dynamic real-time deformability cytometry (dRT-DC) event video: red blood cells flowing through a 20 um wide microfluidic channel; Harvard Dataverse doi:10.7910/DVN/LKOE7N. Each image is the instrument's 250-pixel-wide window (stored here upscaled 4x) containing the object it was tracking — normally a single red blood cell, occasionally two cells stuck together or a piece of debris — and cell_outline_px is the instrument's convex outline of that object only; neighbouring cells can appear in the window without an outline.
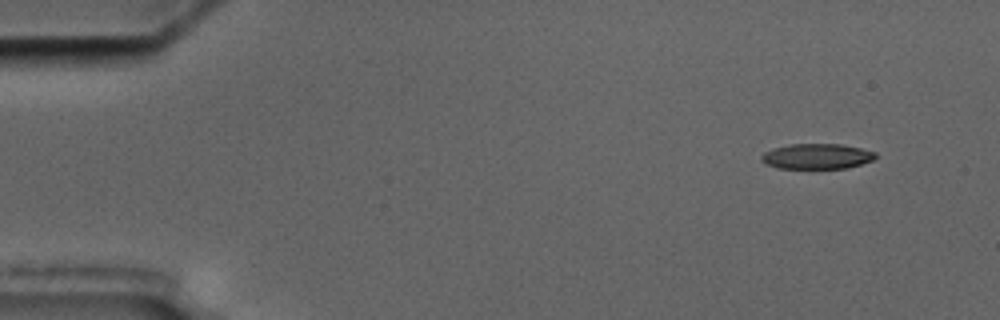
{"species": "common noctule bat (a hibernating species)", "species_latin": "Nyctalus noctula", "temperature_condition": "cold", "stored_images_in_passage": 5, "camera_frame_rate_fps": 3000, "um_per_image_px": 0.085, "animal": {"sex": "male", "body_mass_g": 17.5, "forearm_length_mm": 52.3}, "frame": {"image": 1, "passage_image": 5, "time_ms": 4.667, "image_size_px": [1000, 320], "cell_outline_px": [[876, 156], [872, 160], [848, 168], [776, 168], [760, 160], [760, 156], [764, 152], [772, 148], [792, 144], [840, 144], [860, 148], [876, 152]], "centroid_in_image_um": [69.41, 13.28], "position_along_channel_um": 15.6, "area_um2": 16.76}}